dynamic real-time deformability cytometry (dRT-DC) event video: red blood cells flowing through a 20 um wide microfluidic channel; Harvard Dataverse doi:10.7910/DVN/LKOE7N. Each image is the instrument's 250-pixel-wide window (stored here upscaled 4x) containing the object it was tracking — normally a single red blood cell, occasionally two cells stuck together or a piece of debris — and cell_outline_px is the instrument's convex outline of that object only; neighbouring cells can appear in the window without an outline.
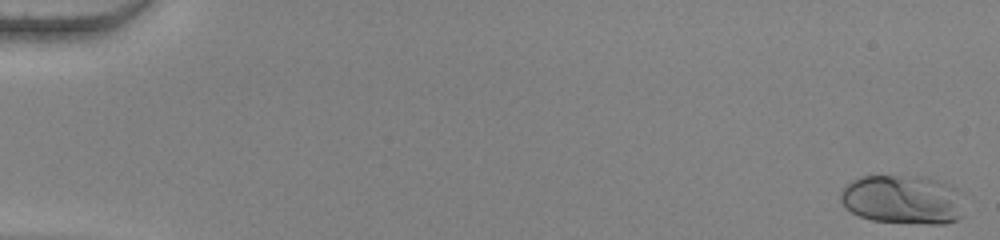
{"species": "human", "species_latin": "Homo sapiens", "temperature_condition": "warm", "stored_images_in_passage": 55, "camera_frame_rate_fps": 3000, "um_per_image_px": 0.085, "donor": {"sex": "female"}, "frame": {"image": 1, "passage_image": 1, "time_ms": 0.0, "image_size_px": [1000, 240], "cell_outline_px": [[960, 216], [956, 220], [944, 224], [928, 224], [872, 220], [860, 216], [844, 208], [840, 200], [840, 192], [852, 180], [864, 176], [932, 176], [952, 184]], "centroid_in_image_um": [76.64, 16.94], "position_along_channel_um": 8.4, "area_um2": 34.97}}
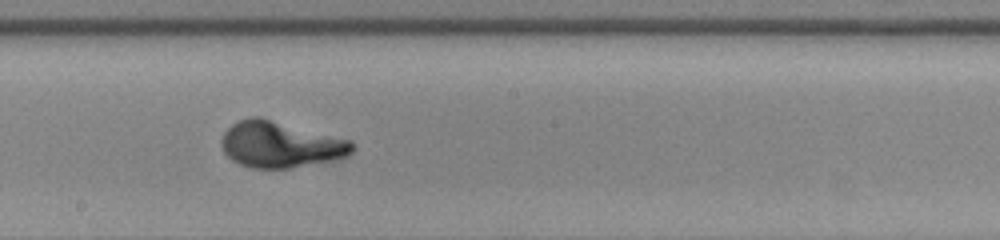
{"frame": {"image": 2, "passage_image": 32, "time_ms": 10.333, "image_size_px": [1000, 240], "cell_outline_px": [[352, 152], [344, 156], [328, 160], [288, 168], [252, 168], [240, 164], [232, 160], [224, 152], [220, 144], [220, 140], [224, 132], [232, 124], [240, 120], [252, 116], [260, 116], [352, 140]], "centroid_in_image_um": [23.78, 12.26], "position_along_channel_um": 224.4, "area_um2": 34.91}}
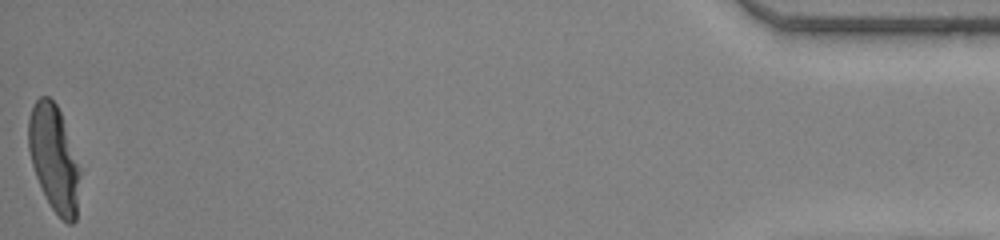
{"frame": {"image": 3, "passage_image": 55, "time_ms": 18.0, "image_size_px": [1000, 240], "cell_outline_px": [[80, 172], [76, 220], [72, 224], [68, 224], [52, 208], [36, 176], [32, 164], [28, 148], [28, 120], [32, 108], [36, 100], [40, 96], [48, 96], [56, 104], [60, 112], [80, 168]], "centroid_in_image_um": [4.58, 13.45], "position_along_channel_um": 430.6, "area_um2": 31.33}}